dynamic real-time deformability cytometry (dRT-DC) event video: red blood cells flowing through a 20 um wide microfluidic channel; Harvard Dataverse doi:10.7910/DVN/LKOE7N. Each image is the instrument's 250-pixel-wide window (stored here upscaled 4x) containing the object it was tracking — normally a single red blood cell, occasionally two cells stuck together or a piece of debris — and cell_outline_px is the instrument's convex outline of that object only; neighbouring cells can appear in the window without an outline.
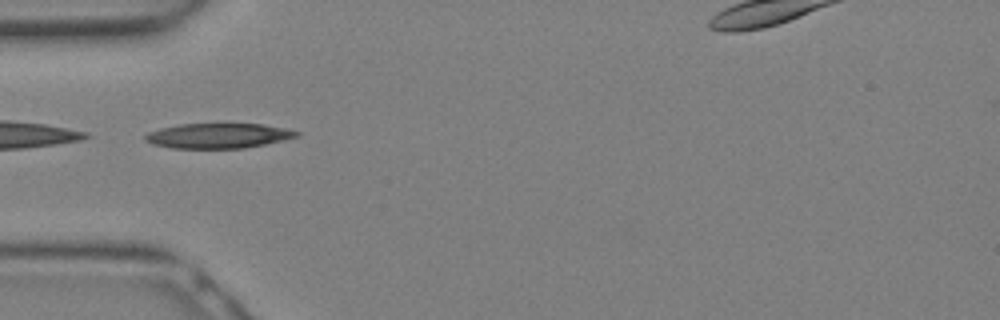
{"species": "Egyptian fruit bat (a non-hibernating species)", "species_latin": "Rousettus aegyptiacus", "temperature_condition": "warm", "stored_images_in_passage": 10, "camera_frame_rate_fps": 3000, "um_per_image_px": 0.085, "animal": {"sex": "female"}, "frame": {"image": 1, "passage_image": 7, "time_ms": 2.0, "image_size_px": [1000, 320], "cell_outline_px": [[300, 136], [284, 140], [244, 148], [172, 148], [152, 144], [144, 140], [144, 136], [148, 132], [160, 128], [180, 124], [260, 124], [288, 128], [300, 132]], "centroid_in_image_um": [18.56, 11.54], "position_along_channel_um": 66.4, "area_um2": 22.08}}
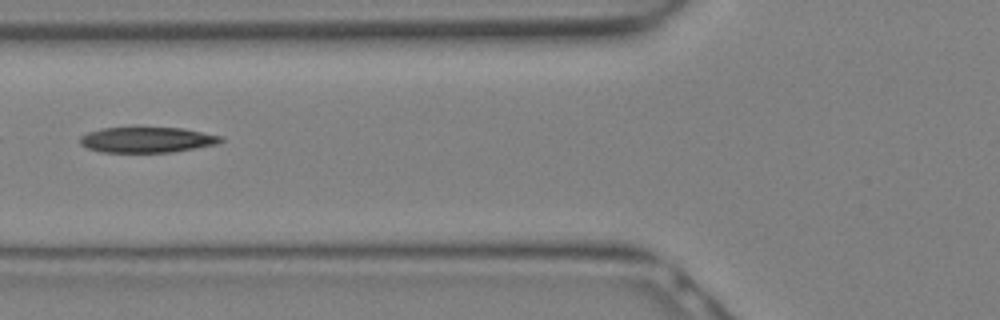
{"frame": {"image": 2, "passage_image": 9, "time_ms": 2.667, "image_size_px": [1000, 320], "cell_outline_px": [[224, 140], [216, 144], [196, 148], [172, 152], [100, 152], [88, 148], [80, 144], [80, 136], [88, 132], [100, 128], [184, 128], [224, 136]], "centroid_in_image_um": [12.52, 11.88], "position_along_channel_um": 113.3, "area_um2": 20.98}}